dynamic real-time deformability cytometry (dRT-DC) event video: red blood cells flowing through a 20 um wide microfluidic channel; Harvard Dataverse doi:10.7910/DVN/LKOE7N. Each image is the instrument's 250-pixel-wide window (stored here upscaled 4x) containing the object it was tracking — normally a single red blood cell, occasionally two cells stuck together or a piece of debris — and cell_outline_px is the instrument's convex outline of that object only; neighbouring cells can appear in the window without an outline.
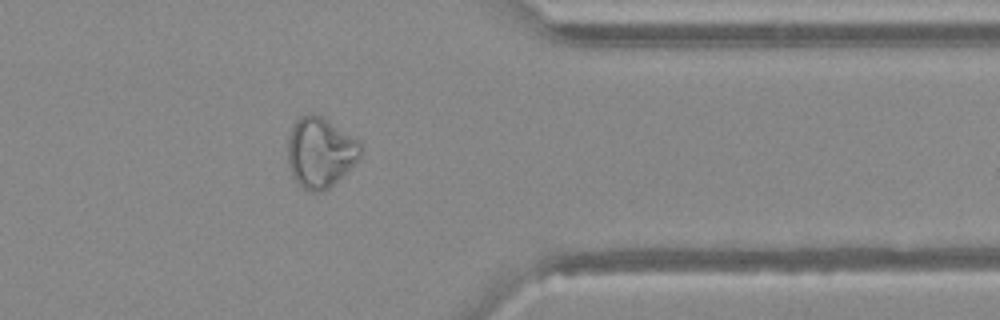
{"species": "Egyptian fruit bat (a non-hibernating species)", "species_latin": "Rousettus aegyptiacus", "temperature_condition": "warm", "stored_images_in_passage": 31, "camera_frame_rate_fps": 3000, "um_per_image_px": 0.085, "animal": {"sex": "female"}, "frame": {"image": 1, "passage_image": 27, "time_ms": 8.667, "image_size_px": [1000, 320], "cell_outline_px": [[364, 148], [360, 156], [324, 192], [312, 192], [296, 184], [292, 176], [288, 164], [288, 136], [292, 124], [300, 116], [308, 112], [312, 112], [320, 116], [360, 140]], "centroid_in_image_um": [27.19, 12.93], "position_along_channel_um": 384.2, "area_um2": 29.88}}